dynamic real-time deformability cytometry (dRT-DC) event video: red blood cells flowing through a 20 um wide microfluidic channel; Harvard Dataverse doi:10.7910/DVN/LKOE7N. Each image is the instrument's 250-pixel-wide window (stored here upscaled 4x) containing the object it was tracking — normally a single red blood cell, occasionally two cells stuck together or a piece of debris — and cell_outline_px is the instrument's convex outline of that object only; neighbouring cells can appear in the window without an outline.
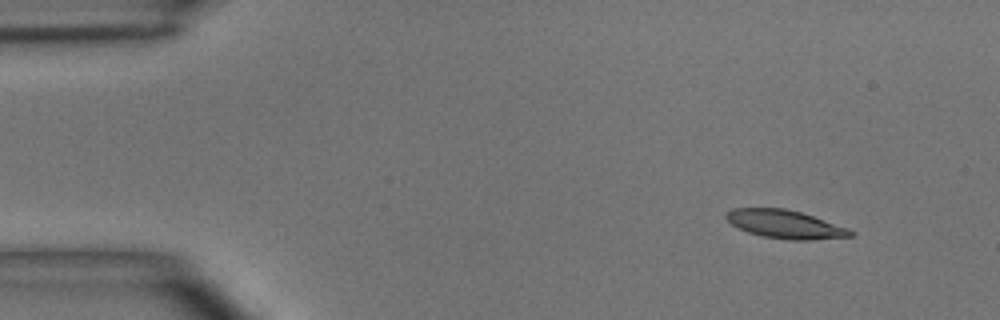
{"species": "common noctule bat (a hibernating species)", "species_latin": "Nyctalus noctula", "temperature_condition": "room temperature", "stored_images_in_passage": 6, "camera_frame_rate_fps": 3000, "um_per_image_px": 0.085, "animal": {"sex": "male", "body_mass_g": 15.6}, "frame": {"image": 1, "passage_image": 1, "time_ms": 0.0, "image_size_px": [1000, 320], "cell_outline_px": [[856, 232], [852, 236], [812, 240], [792, 240], [764, 236], [748, 232], [732, 224], [724, 216], [732, 208], [784, 208], [800, 212], [848, 228]], "centroid_in_image_um": [66.75, 19.06], "position_along_channel_um": 18.2, "area_um2": 20.23}}
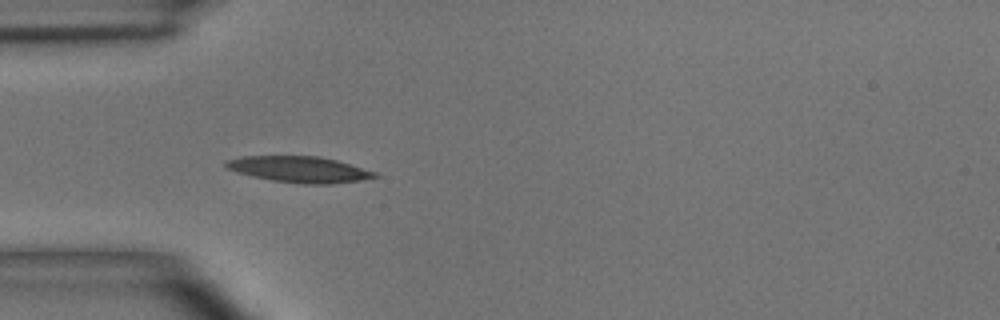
{"frame": {"image": 2, "passage_image": 4, "time_ms": 3.333, "image_size_px": [1000, 320], "cell_outline_px": [[380, 176], [360, 180], [332, 184], [304, 184], [272, 180], [252, 176], [236, 172], [224, 168], [224, 160], [240, 156], [320, 156], [336, 160], [376, 172]], "centroid_in_image_um": [25.38, 14.39], "position_along_channel_um": 59.6, "area_um2": 22.72}}
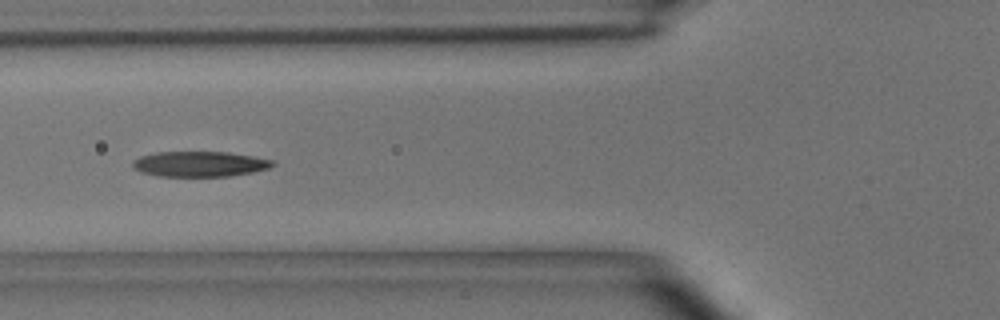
{"frame": {"image": 3, "passage_image": 5, "time_ms": 4.667, "image_size_px": [1000, 320], "cell_outline_px": [[276, 164], [268, 168], [252, 172], [232, 176], [156, 176], [140, 172], [132, 168], [132, 160], [140, 156], [156, 152], [228, 152], [252, 156], [272, 160]], "centroid_in_image_um": [16.92, 13.94], "position_along_channel_um": 108.9, "area_um2": 20.75}}